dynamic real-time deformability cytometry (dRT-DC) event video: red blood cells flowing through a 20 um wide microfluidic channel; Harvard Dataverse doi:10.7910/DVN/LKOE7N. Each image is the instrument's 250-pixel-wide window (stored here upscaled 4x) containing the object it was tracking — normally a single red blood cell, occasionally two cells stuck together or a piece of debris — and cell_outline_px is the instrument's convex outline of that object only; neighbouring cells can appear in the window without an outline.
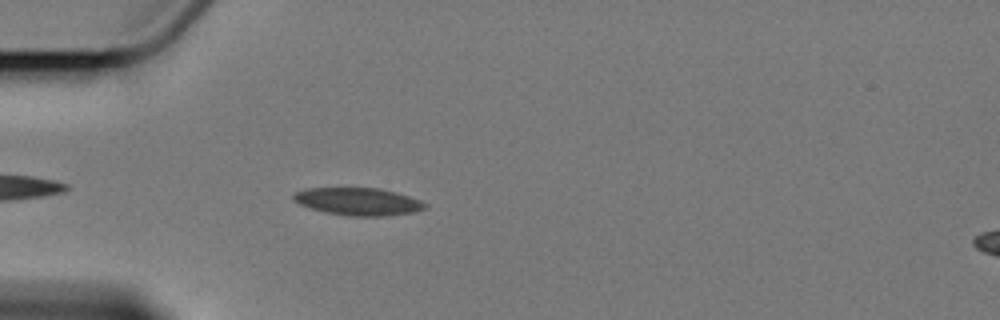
{"species": "Egyptian fruit bat (a non-hibernating species)", "species_latin": "Rousettus aegyptiacus", "temperature_condition": "cold", "stored_images_in_passage": 4, "camera_frame_rate_fps": 3000, "um_per_image_px": 0.085, "animal": {"sex": "female"}, "frame": {"image": 1, "passage_image": 4, "time_ms": 4.333, "image_size_px": [1000, 320], "cell_outline_px": [[428, 204], [424, 208], [412, 212], [384, 216], [348, 216], [324, 212], [300, 204], [292, 200], [292, 196], [296, 192], [304, 188], [380, 188], [396, 192], [420, 200]], "centroid_in_image_um": [30.42, 17.12], "position_along_channel_um": 54.6, "area_um2": 21.04}}